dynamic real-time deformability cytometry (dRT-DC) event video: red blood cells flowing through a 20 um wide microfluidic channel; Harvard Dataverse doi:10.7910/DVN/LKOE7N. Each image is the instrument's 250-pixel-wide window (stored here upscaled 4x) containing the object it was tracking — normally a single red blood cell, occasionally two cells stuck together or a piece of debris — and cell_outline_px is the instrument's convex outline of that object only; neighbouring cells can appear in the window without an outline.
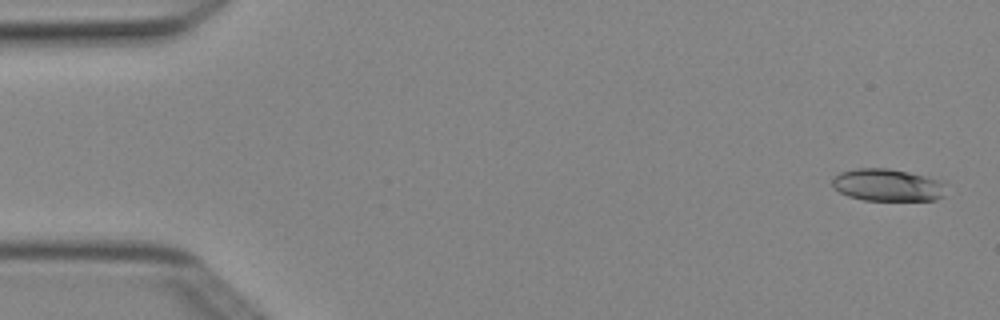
{"species": "Egyptian fruit bat (a non-hibernating species)", "species_latin": "Rousettus aegyptiacus", "temperature_condition": "cold", "stored_images_in_passage": 5, "camera_frame_rate_fps": 3000, "um_per_image_px": 0.085, "animal": {"sex": "female"}, "frame": {"image": 1, "passage_image": 1, "time_ms": 0.0, "image_size_px": [1000, 320], "cell_outline_px": [[944, 196], [936, 200], [864, 200], [848, 196], [832, 188], [832, 176], [840, 172], [856, 168], [888, 168], [908, 172], [944, 180]], "centroid_in_image_um": [75.43, 15.72], "position_along_channel_um": 9.6, "area_um2": 21.68}}
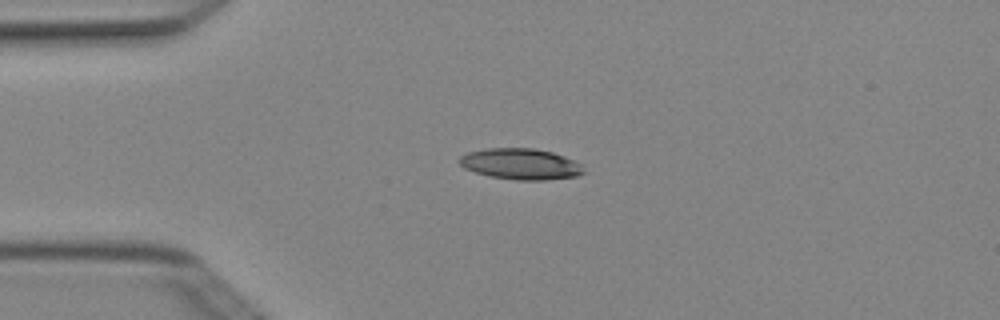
{"frame": {"image": 2, "passage_image": 3, "time_ms": 0.667, "image_size_px": [1000, 320], "cell_outline_px": [[588, 172], [576, 176], [544, 180], [516, 180], [488, 176], [464, 168], [456, 160], [460, 156], [468, 152], [488, 148], [536, 148], [552, 152], [564, 156], [580, 164]], "centroid_in_image_um": [44.25, 13.94], "position_along_channel_um": 40.8, "area_um2": 22.6}}
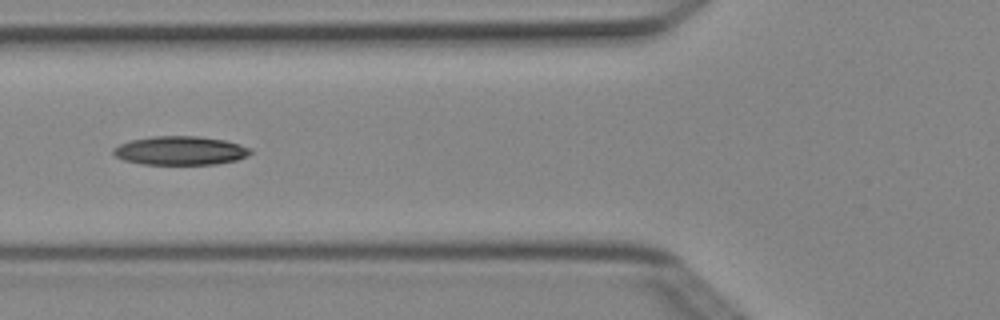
{"frame": {"image": 3, "passage_image": 5, "time_ms": 1.333, "image_size_px": [1000, 320], "cell_outline_px": [[252, 152], [248, 156], [236, 160], [216, 164], [144, 164], [124, 160], [116, 156], [112, 152], [112, 148], [120, 144], [132, 140], [152, 136], [196, 136], [224, 140], [240, 144], [252, 148]], "centroid_in_image_um": [15.35, 12.8], "position_along_channel_um": 110.5, "area_um2": 22.95}}